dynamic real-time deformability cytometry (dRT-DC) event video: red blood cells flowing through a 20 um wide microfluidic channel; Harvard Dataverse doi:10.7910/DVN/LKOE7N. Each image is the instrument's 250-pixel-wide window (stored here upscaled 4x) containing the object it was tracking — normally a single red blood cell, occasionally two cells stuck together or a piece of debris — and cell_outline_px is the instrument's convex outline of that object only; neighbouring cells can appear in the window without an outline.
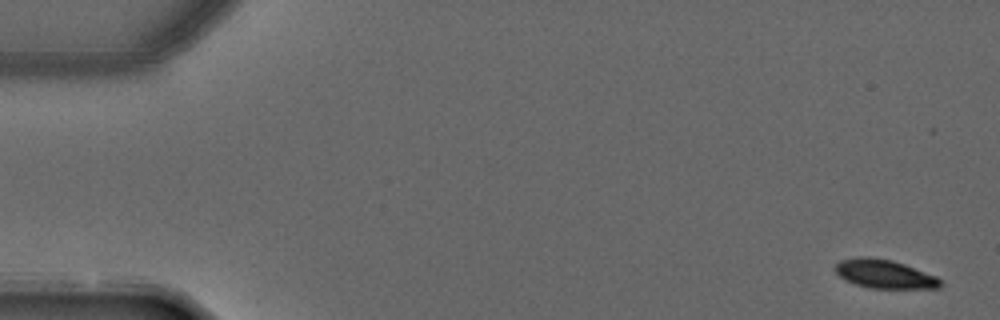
{"species": "common noctule bat (a hibernating species)", "species_latin": "Nyctalus noctula", "temperature_condition": "warm", "stored_images_in_passage": 5, "camera_frame_rate_fps": 3000, "um_per_image_px": 0.085, "animal": {"sex": "male", "forearm_length_mm": 52.5}, "frame": {"image": 1, "passage_image": 1, "time_ms": 0.0, "image_size_px": [1000, 320], "cell_outline_px": [[940, 288], [868, 288], [844, 280], [836, 272], [836, 264], [840, 260], [860, 256], [868, 256], [892, 260], [904, 264], [936, 276], [940, 280]], "centroid_in_image_um": [75.15, 23.28], "position_along_channel_um": 9.8, "area_um2": 17.46}}
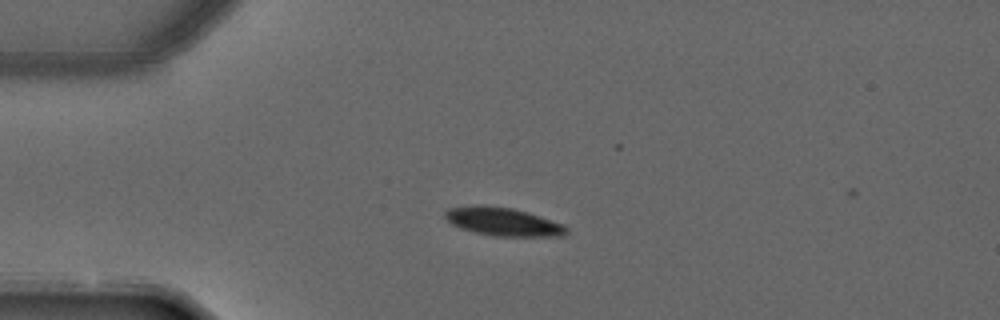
{"frame": {"image": 2, "passage_image": 4, "time_ms": 1.0, "image_size_px": [1000, 320], "cell_outline_px": [[568, 232], [564, 236], [496, 236], [476, 232], [460, 228], [452, 224], [444, 216], [444, 212], [448, 208], [476, 204], [484, 204], [512, 208], [528, 212], [564, 224], [568, 228]], "centroid_in_image_um": [42.76, 18.83], "position_along_channel_um": 42.2, "area_um2": 20.17}}